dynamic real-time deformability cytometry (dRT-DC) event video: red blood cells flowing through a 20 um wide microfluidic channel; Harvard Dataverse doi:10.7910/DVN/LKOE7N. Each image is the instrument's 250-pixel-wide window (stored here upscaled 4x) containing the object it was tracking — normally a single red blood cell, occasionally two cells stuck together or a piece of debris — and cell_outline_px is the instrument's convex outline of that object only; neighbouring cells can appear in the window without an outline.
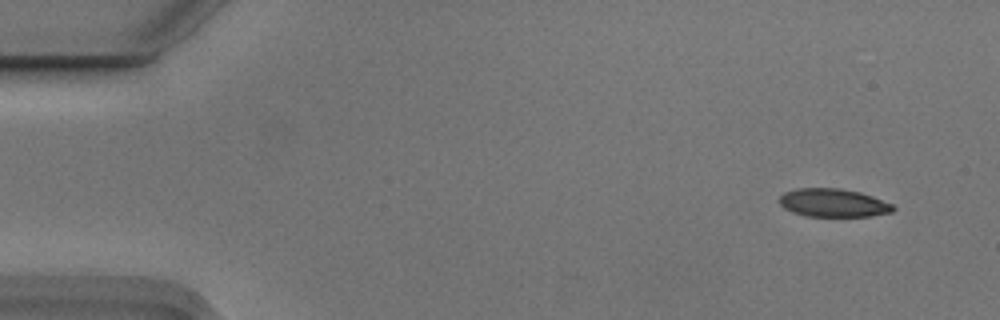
{"species": "Egyptian fruit bat (a non-hibernating species)", "species_latin": "Rousettus aegyptiacus", "temperature_condition": "cold", "stored_images_in_passage": 5, "camera_frame_rate_fps": 3000, "um_per_image_px": 0.085, "animal": {"sex": "male"}, "frame": {"image": 1, "passage_image": 1, "time_ms": 0.0, "image_size_px": [1000, 320], "cell_outline_px": [[896, 208], [892, 212], [872, 216], [804, 216], [792, 212], [784, 208], [780, 204], [780, 196], [784, 192], [796, 188], [840, 188], [860, 192], [872, 196], [892, 204]], "centroid_in_image_um": [70.82, 17.24], "position_along_channel_um": 14.2, "area_um2": 18.79}}
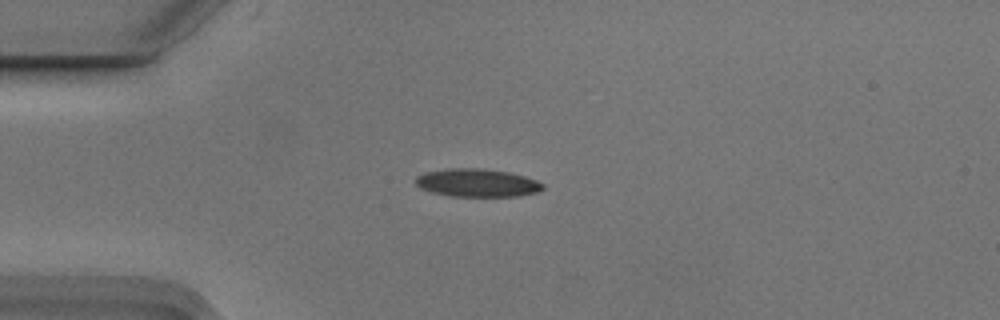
{"frame": {"image": 2, "passage_image": 4, "time_ms": 1.0, "image_size_px": [1000, 320], "cell_outline_px": [[544, 188], [536, 192], [516, 196], [452, 196], [432, 192], [420, 188], [416, 184], [416, 176], [424, 172], [444, 168], [484, 168], [508, 172], [524, 176], [536, 180], [544, 184]], "centroid_in_image_um": [40.53, 15.52], "position_along_channel_um": 44.5, "area_um2": 20.81}}